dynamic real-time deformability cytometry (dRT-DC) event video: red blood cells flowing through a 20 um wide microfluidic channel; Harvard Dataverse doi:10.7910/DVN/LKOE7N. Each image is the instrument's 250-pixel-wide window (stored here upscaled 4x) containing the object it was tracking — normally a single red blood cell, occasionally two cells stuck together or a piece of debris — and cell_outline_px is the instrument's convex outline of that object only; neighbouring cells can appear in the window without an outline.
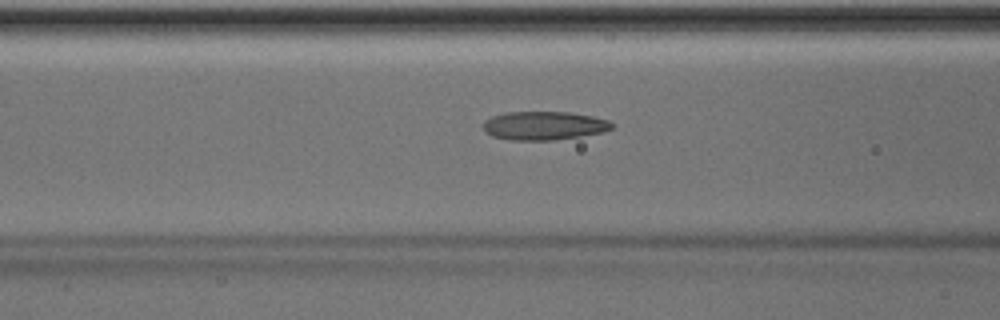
{"species": "Egyptian fruit bat (a non-hibernating species)", "species_latin": "Rousettus aegyptiacus", "temperature_condition": "room temperature", "stored_images_in_passage": 40, "camera_frame_rate_fps": 3000, "um_per_image_px": 0.085, "animal": {"sex": "male"}, "frame": {"image": 1, "passage_image": 10, "time_ms": 3.0, "image_size_px": [1000, 320], "cell_outline_px": [[612, 128], [604, 132], [580, 136], [552, 140], [512, 140], [492, 136], [484, 132], [484, 120], [492, 116], [508, 112], [568, 112], [592, 116], [608, 120], [612, 124]], "centroid_in_image_um": [46.22, 10.68], "position_along_channel_um": 120.4, "area_um2": 21.33}}
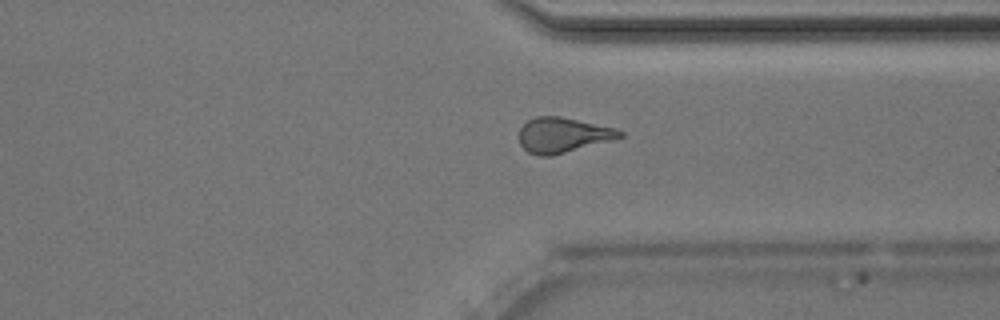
{"frame": {"image": 2, "passage_image": 28, "time_ms": 9.0, "image_size_px": [1000, 320], "cell_outline_px": [[624, 136], [612, 140], [552, 156], [540, 156], [528, 152], [520, 144], [520, 128], [528, 120], [536, 116], [560, 116], [616, 128], [624, 132]], "centroid_in_image_um": [47.85, 11.48], "position_along_channel_um": 363.5, "area_um2": 20.58}}
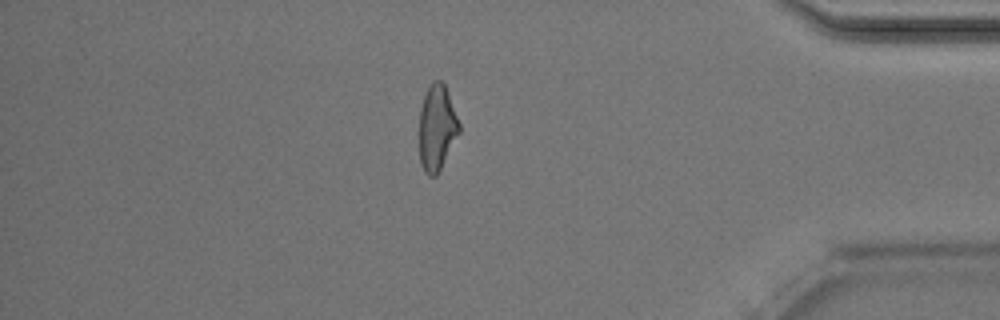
{"frame": {"image": 3, "passage_image": 33, "time_ms": 10.667, "image_size_px": [1000, 320], "cell_outline_px": [[460, 132], [436, 176], [428, 176], [424, 172], [420, 164], [420, 108], [424, 96], [428, 88], [436, 80], [440, 80], [444, 84], [448, 92], [460, 124]], "centroid_in_image_um": [37.14, 10.88], "position_along_channel_um": 398.1, "area_um2": 19.71}, "authors_computed_cell_mechanics": {"area_um2": 20.7502, "velocity_mm_per_s": 4.0527, "shape_relaxation_time_tau1_ms": null, "shape_relaxation_time_tau2_ms": 1.9031, "deformation_change_tau1": null, "deformation_change_tau2": 0.105}}